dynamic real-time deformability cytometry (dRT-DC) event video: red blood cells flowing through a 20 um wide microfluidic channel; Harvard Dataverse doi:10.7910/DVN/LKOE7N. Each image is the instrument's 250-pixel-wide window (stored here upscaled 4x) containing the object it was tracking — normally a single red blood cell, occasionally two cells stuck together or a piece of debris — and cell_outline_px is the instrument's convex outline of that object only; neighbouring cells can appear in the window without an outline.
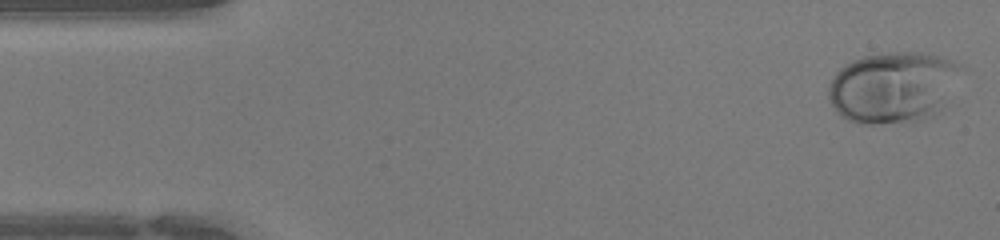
{"species": "human", "species_latin": "Homo sapiens", "temperature_condition": "warm", "stored_images_in_passage": 43, "camera_frame_rate_fps": 3000, "um_per_image_px": 0.085, "donor": {"sex": "female"}, "frame": {"image": 1, "passage_image": 1, "time_ms": 0.0, "image_size_px": [1000, 240], "cell_outline_px": [[964, 68], [944, 112], [924, 120], [872, 124], [856, 124], [840, 116], [836, 112], [828, 96], [828, 84], [836, 72], [840, 68], [852, 60], [864, 56], [892, 52], [924, 52], [940, 56], [960, 64]], "centroid_in_image_um": [75.97, 7.43], "position_along_channel_um": 9.0, "area_um2": 56.24}}
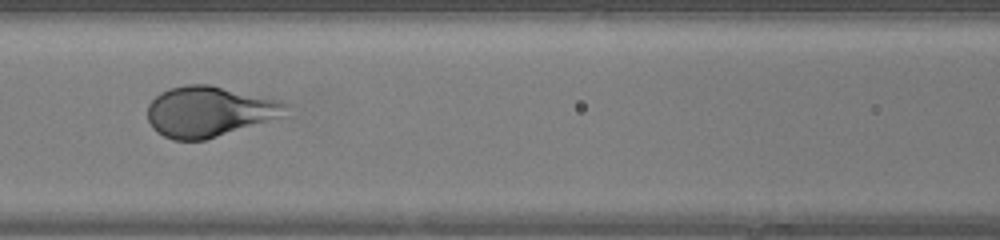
{"frame": {"image": 2, "passage_image": 18, "time_ms": 5.667, "image_size_px": [1000, 240], "cell_outline_px": [[288, 116], [204, 140], [172, 140], [156, 132], [152, 128], [148, 120], [148, 104], [160, 92], [168, 88], [184, 84], [208, 84], [284, 100], [288, 104]], "centroid_in_image_um": [17.84, 9.47], "position_along_channel_um": 148.8, "area_um2": 41.44}}
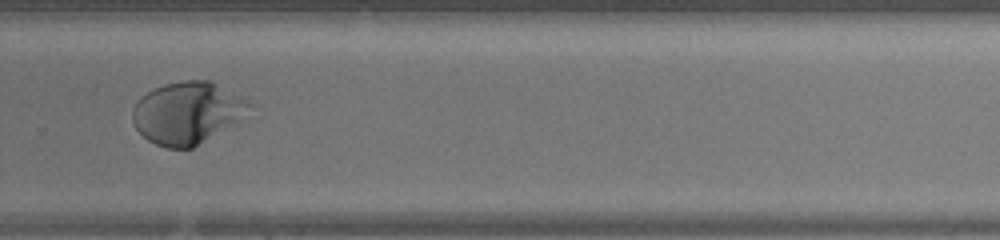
{"frame": {"image": 3, "passage_image": 29, "time_ms": 9.333, "image_size_px": [1000, 240], "cell_outline_px": [[256, 104], [240, 120], [192, 148], [168, 148], [156, 144], [148, 140], [136, 128], [132, 120], [132, 112], [140, 96], [164, 84], [180, 80], [212, 80]], "centroid_in_image_um": [15.96, 9.56], "position_along_channel_um": 313.8, "area_um2": 42.31}}